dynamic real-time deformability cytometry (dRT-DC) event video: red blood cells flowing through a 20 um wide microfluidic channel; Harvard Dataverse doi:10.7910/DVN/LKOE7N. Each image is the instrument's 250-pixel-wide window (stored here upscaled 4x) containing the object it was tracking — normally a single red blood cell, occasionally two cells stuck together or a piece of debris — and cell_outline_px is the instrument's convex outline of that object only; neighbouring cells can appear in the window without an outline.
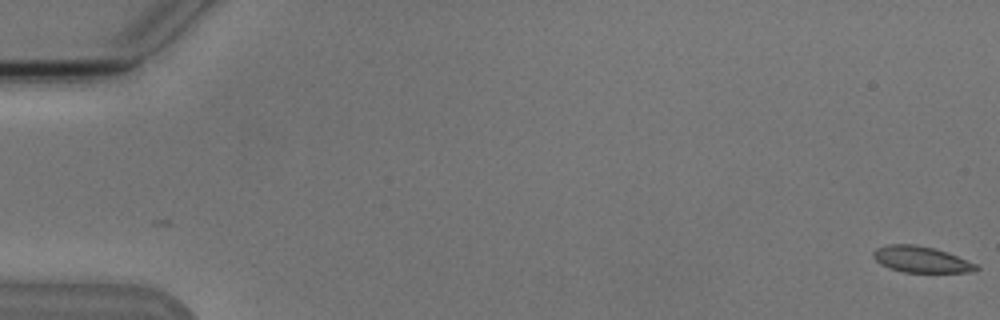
{"species": "Egyptian fruit bat (a non-hibernating species)", "species_latin": "Rousettus aegyptiacus", "temperature_condition": "cold", "stored_images_in_passage": 5, "camera_frame_rate_fps": 3000, "um_per_image_px": 0.085, "animal": {"sex": "male"}, "frame": {"image": 1, "passage_image": 1, "time_ms": 0.0, "image_size_px": [1000, 320], "cell_outline_px": [[980, 268], [976, 272], [904, 272], [888, 268], [880, 264], [872, 256], [872, 252], [876, 248], [888, 244], [916, 244], [936, 248], [948, 252], [976, 264]], "centroid_in_image_um": [78.29, 22.04], "position_along_channel_um": 6.7, "area_um2": 15.9}}
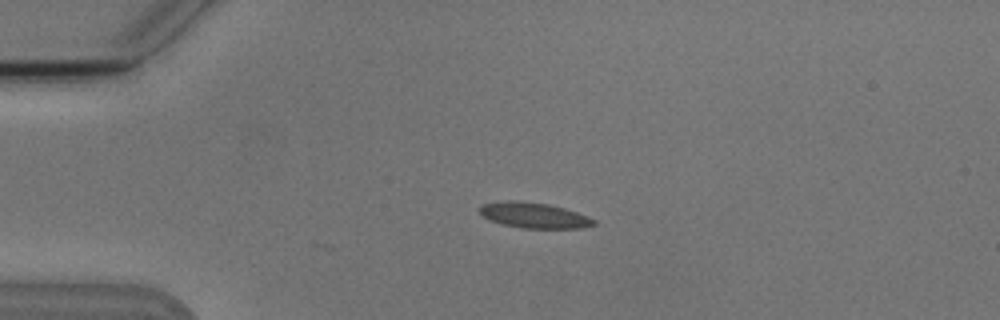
{"frame": {"image": 2, "passage_image": 4, "time_ms": 4.333, "image_size_px": [1000, 320], "cell_outline_px": [[596, 224], [584, 228], [520, 228], [488, 220], [480, 212], [480, 208], [484, 204], [504, 200], [516, 200], [548, 204], [564, 208], [588, 216], [596, 220]], "centroid_in_image_um": [45.41, 18.3], "position_along_channel_um": 39.6, "area_um2": 16.94}}